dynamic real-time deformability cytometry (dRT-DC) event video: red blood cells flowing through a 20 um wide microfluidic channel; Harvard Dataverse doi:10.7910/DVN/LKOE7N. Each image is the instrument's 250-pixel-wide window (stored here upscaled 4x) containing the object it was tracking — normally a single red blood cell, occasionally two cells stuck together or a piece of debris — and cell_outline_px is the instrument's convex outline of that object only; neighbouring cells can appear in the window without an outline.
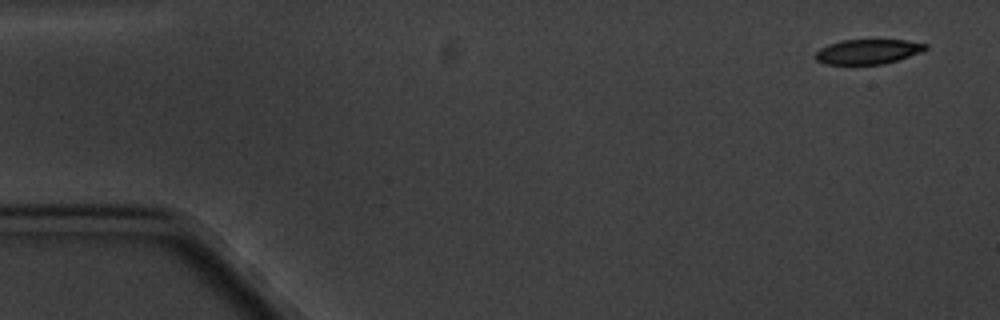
{"species": "common noctule bat (a hibernating species)", "species_latin": "Nyctalus noctula", "temperature_condition": "cold", "stored_images_in_passage": 4, "camera_frame_rate_fps": 3000, "um_per_image_px": 0.085, "animal": {"sex": "male", "body_mass_g": 20.1, "forearm_length_mm": 53.5}, "frame": {"image": 1, "passage_image": 1, "time_ms": 0.0, "image_size_px": [1000, 320], "cell_outline_px": [[928, 48], [920, 52], [884, 64], [824, 64], [816, 60], [812, 56], [820, 48], [828, 44], [840, 40], [904, 40], [928, 44]], "centroid_in_image_um": [73.71, 4.38], "position_along_channel_um": 11.3, "area_um2": 15.9}}